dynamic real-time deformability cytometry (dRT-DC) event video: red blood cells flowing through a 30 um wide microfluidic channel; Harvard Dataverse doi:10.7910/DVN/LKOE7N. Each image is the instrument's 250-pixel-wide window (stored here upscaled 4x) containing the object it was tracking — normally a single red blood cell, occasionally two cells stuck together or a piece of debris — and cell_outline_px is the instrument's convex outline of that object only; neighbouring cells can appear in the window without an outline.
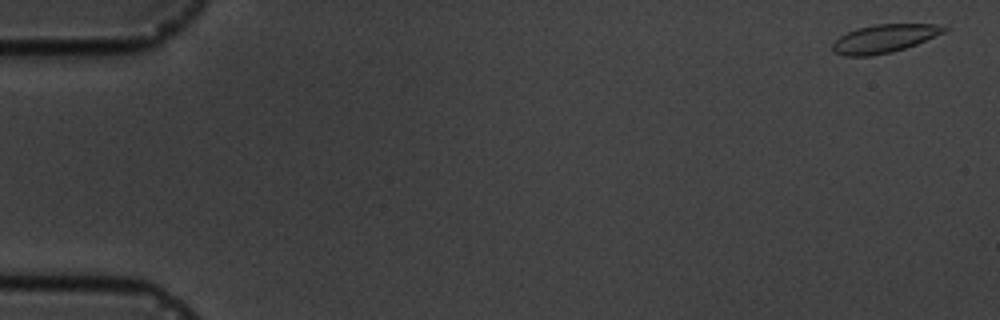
{"species": "common noctule bat (a hibernating species)", "species_latin": "Nyctalus noctula", "temperature_condition": "cold", "stored_images_in_passage": 5, "camera_frame_rate_fps": 3000, "um_per_image_px": 0.085, "animal": {"sex": "male", "body_mass_g": 19.5, "forearm_length_mm": 54.6}, "frame": {"image": 1, "passage_image": 1, "time_ms": 0.0, "image_size_px": [1000, 320], "cell_outline_px": [[948, 28], [944, 32], [916, 44], [892, 52], [868, 56], [844, 56], [832, 52], [832, 44], [840, 36], [856, 28], [876, 24], [944, 24]], "centroid_in_image_um": [75.14, 3.27], "position_along_channel_um": 9.9, "area_um2": 18.32}}